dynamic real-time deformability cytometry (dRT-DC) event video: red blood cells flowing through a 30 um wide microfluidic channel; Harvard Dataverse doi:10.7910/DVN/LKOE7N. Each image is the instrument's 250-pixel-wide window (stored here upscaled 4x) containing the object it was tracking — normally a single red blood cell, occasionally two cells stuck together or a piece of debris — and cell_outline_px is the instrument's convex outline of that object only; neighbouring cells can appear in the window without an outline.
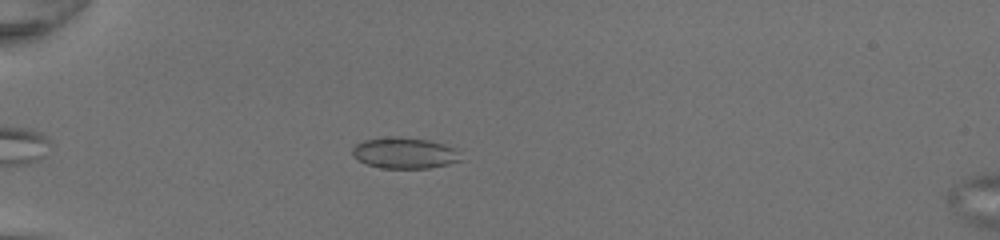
{"species": "common noctule bat (a hibernating species)", "species_latin": "Nyctalus noctula", "temperature_condition": "room temperature", "stored_images_in_passage": 10, "camera_frame_rate_fps": 3000, "um_per_image_px": 0.085, "animal": {"sex": "female", "body_mass_g": 20.0, "forearm_length_mm": 54.0}, "frame": {"image": 1, "passage_image": 9, "time_ms": 2.667, "image_size_px": [1000, 240], "cell_outline_px": [[460, 160], [448, 164], [428, 168], [380, 168], [368, 164], [360, 160], [352, 152], [352, 148], [356, 144], [364, 140], [428, 140], [444, 144], [452, 148]], "centroid_in_image_um": [34.38, 13.07], "position_along_channel_um": 50.6, "area_um2": 18.15}}